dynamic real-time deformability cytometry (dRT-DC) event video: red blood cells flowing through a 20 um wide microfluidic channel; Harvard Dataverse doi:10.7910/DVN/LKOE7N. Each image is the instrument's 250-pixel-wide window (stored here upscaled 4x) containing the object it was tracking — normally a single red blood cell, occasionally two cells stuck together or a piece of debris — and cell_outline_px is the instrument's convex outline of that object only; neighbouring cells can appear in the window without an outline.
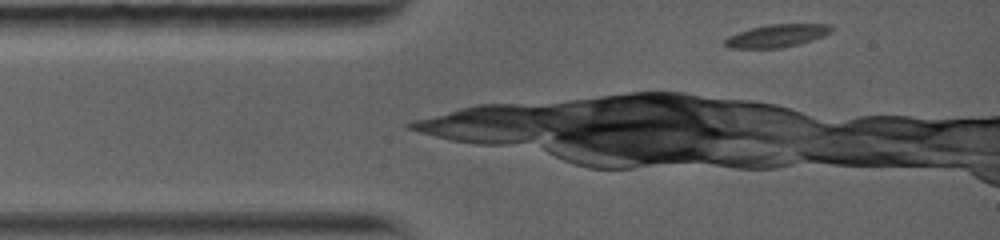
{"species": "common noctule bat (a hibernating species)", "species_latin": "Nyctalus noctula", "temperature_condition": "warm", "stored_images_in_passage": 7, "camera_frame_rate_fps": 5000, "um_per_image_px": 0.085, "animal": {"sex": "female", "body_mass_g": 19.0, "forearm_length_mm": 56.7}, "frame": {"image": 1, "passage_image": 1, "time_ms": 0.0, "image_size_px": [1000, 240], "cell_outline_px": [[832, 32], [824, 36], [800, 44], [780, 48], [728, 48], [724, 44], [724, 40], [728, 36], [752, 28], [768, 24], [832, 24]], "centroid_in_image_um": [66.07, 3.04], "position_along_channel_um": 18.9, "area_um2": 14.16}}